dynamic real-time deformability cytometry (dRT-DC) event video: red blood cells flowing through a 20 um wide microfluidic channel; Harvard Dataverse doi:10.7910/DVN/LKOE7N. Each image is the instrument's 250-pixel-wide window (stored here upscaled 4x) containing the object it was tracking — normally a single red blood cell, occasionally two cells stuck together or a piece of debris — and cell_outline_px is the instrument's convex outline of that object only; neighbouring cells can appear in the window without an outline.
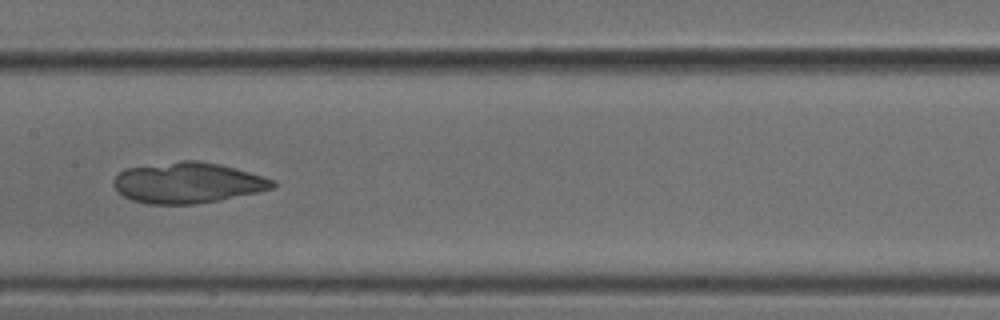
{"species": "common noctule bat (a hibernating species)", "species_latin": "Nyctalus noctula", "temperature_condition": "cold", "stored_images_in_passage": 5, "camera_frame_rate_fps": 3000, "um_per_image_px": 0.085, "animal": {"sex": "male", "body_mass_g": 18.8}, "frame": {"image": 1, "passage_image": 5, "time_ms": 1.333, "image_size_px": [1000, 320], "cell_outline_px": [[276, 184], [272, 188], [256, 192], [220, 200], [196, 204], [148, 204], [132, 200], [124, 196], [112, 184], [112, 180], [124, 168], [180, 160], [200, 160], [220, 164], [236, 168], [264, 176], [276, 180]], "centroid_in_image_um": [15.95, 15.52], "position_along_channel_um": 191.5, "area_um2": 37.97}}